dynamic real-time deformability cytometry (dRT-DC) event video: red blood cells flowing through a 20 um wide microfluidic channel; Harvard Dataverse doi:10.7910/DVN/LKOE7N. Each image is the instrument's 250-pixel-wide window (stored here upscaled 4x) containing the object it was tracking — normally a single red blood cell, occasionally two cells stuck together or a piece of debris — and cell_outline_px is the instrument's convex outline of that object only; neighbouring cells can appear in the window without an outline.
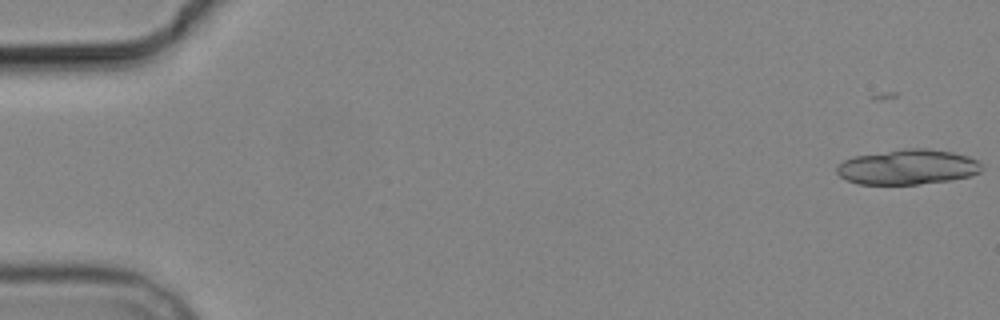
{"species": "common noctule bat (a hibernating species)", "species_latin": "Nyctalus noctula", "temperature_condition": "cold", "stored_images_in_passage": 10, "segment_of_instrument_passage": [1, 2], "camera_frame_rate_fps": 3000, "um_per_image_px": 0.085, "animal": {"sex": "male", "body_mass_g": 19.2, "forearm_length_mm": 51.8}, "frame": {"image": 1, "passage_image": 2, "time_ms": 1.0, "image_size_px": [1000, 320], "cell_outline_px": [[984, 168], [980, 172], [968, 176], [952, 180], [916, 184], [856, 184], [840, 176], [836, 172], [836, 168], [844, 160], [856, 156], [904, 148], [924, 148], [952, 152], [968, 156], [976, 160]], "centroid_in_image_um": [77.16, 14.2], "position_along_channel_um": 7.8, "area_um2": 29.48}}